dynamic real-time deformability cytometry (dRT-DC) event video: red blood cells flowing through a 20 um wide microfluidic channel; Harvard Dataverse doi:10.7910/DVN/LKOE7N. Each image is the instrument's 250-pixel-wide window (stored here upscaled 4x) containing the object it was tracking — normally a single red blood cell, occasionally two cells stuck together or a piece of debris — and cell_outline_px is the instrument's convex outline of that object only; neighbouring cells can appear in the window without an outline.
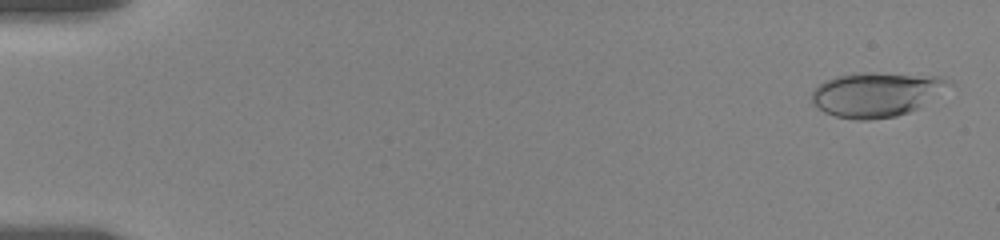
{"species": "human", "species_latin": "Homo sapiens", "temperature_condition": "room temperature", "stored_images_in_passage": 7, "camera_frame_rate_fps": 3000, "um_per_image_px": 0.085, "donor": {"sex": "female"}, "frame": {"image": 1, "passage_image": 1, "time_ms": 0.0, "image_size_px": [1000, 240], "cell_outline_px": [[956, 84], [916, 108], [908, 112], [896, 116], [868, 120], [856, 120], [836, 116], [824, 112], [816, 108], [812, 104], [812, 92], [824, 80], [836, 76], [856, 72], [872, 72], [940, 76], [952, 80]], "centroid_in_image_um": [74.5, 8.0], "position_along_channel_um": 10.5, "area_um2": 35.89}}
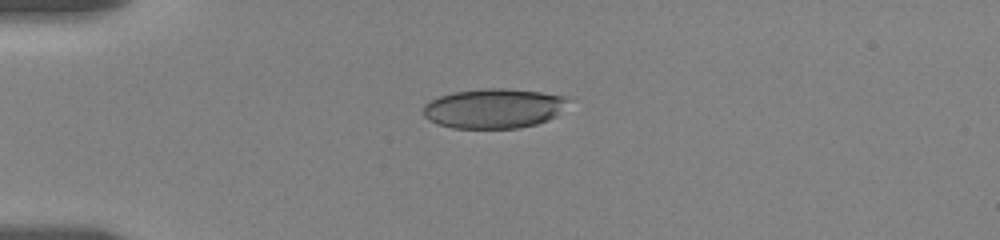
{"frame": {"image": 2, "passage_image": 5, "time_ms": 4.333, "image_size_px": [1000, 240], "cell_outline_px": [[572, 100], [556, 116], [548, 120], [536, 124], [520, 128], [452, 128], [428, 120], [424, 116], [424, 104], [440, 96], [452, 92], [484, 88], [504, 88], [540, 92], [564, 96]], "centroid_in_image_um": [42.0, 9.21], "position_along_channel_um": 43.0, "area_um2": 33.64}}
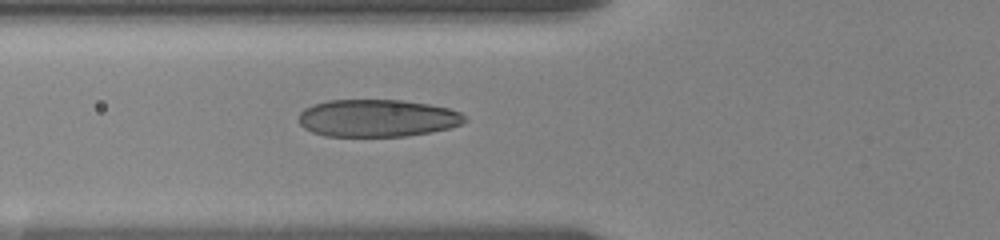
{"frame": {"image": 3, "passage_image": 7, "time_ms": 6.667, "image_size_px": [1000, 240], "cell_outline_px": [[468, 120], [460, 124], [448, 128], [408, 136], [324, 136], [312, 132], [304, 128], [300, 124], [300, 112], [304, 108], [312, 104], [328, 100], [400, 100], [428, 104], [448, 108], [460, 112]], "centroid_in_image_um": [32.04, 10.04], "position_along_channel_um": 93.8, "area_um2": 36.13}}